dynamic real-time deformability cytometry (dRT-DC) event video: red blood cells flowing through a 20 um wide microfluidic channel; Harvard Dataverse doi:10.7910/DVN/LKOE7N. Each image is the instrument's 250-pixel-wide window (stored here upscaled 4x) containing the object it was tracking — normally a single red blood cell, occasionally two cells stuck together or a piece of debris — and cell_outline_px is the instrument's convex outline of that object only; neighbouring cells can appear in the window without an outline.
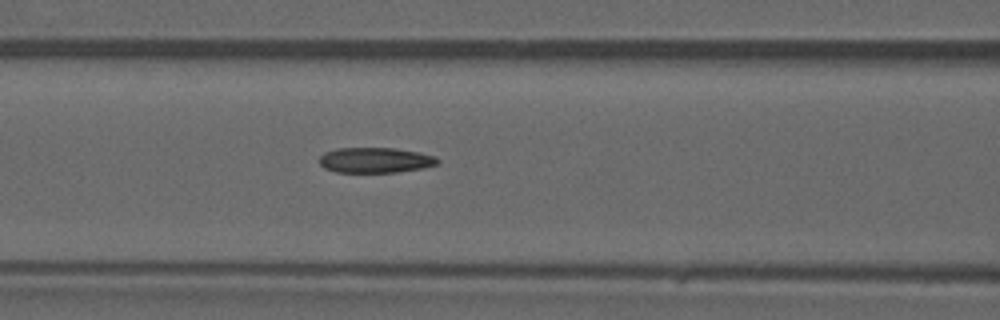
{"species": "common noctule bat (a hibernating species)", "species_latin": "Nyctalus noctula", "temperature_condition": "warm", "stored_images_in_passage": 45, "camera_frame_rate_fps": 3000, "um_per_image_px": 0.085, "animal": {"sex": "male", "forearm_length_mm": 52.5}, "frame": {"image": 1, "passage_image": 20, "time_ms": 6.333, "image_size_px": [1000, 320], "cell_outline_px": [[440, 164], [420, 168], [396, 172], [336, 172], [324, 168], [320, 164], [320, 156], [324, 152], [336, 148], [396, 148], [420, 152], [436, 156], [440, 160]], "centroid_in_image_um": [31.92, 13.6], "position_along_channel_um": 134.7, "area_um2": 17.57}}